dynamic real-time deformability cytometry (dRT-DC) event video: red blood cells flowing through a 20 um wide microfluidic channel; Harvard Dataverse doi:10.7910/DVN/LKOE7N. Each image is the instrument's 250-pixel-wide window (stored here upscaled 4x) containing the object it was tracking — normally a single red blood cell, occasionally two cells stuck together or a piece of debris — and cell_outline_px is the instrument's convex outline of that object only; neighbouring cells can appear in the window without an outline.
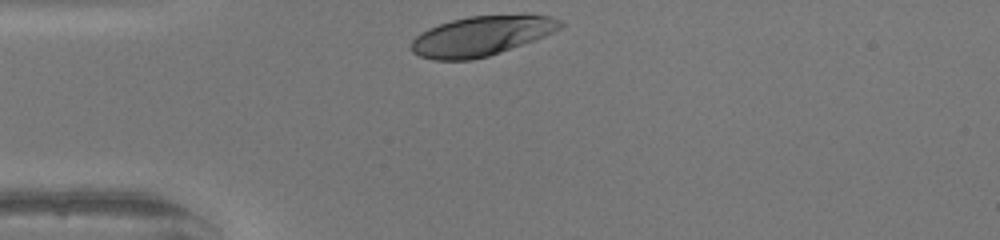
{"species": "human", "species_latin": "Homo sapiens", "temperature_condition": "warm", "stored_images_in_passage": 27, "camera_frame_rate_fps": 3000, "um_per_image_px": 0.085, "donor": {"sex": "female"}, "frame": {"image": 1, "passage_image": 1, "time_ms": 0.0, "image_size_px": [1000, 240], "cell_outline_px": [[564, 24], [560, 28], [544, 36], [500, 52], [488, 56], [472, 60], [436, 60], [420, 56], [412, 52], [408, 48], [412, 40], [420, 32], [428, 28], [452, 20], [468, 16], [524, 12], [528, 12], [552, 16], [560, 20]], "centroid_in_image_um": [40.94, 3.01], "position_along_channel_um": 44.1, "area_um2": 35.26}}
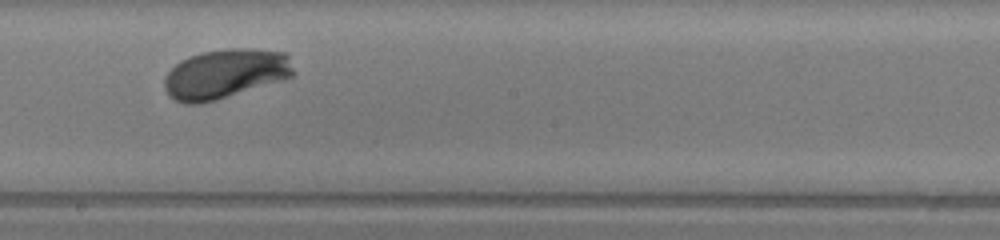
{"frame": {"image": 2, "passage_image": 16, "time_ms": 5.0, "image_size_px": [1000, 240], "cell_outline_px": [[296, 76], [284, 80], [216, 100], [200, 104], [184, 104], [168, 96], [164, 88], [164, 76], [180, 60], [188, 56], [204, 52], [228, 48], [244, 48], [288, 52], [296, 72]], "centroid_in_image_um": [19.19, 6.28], "position_along_channel_um": 229.0, "area_um2": 37.86}}
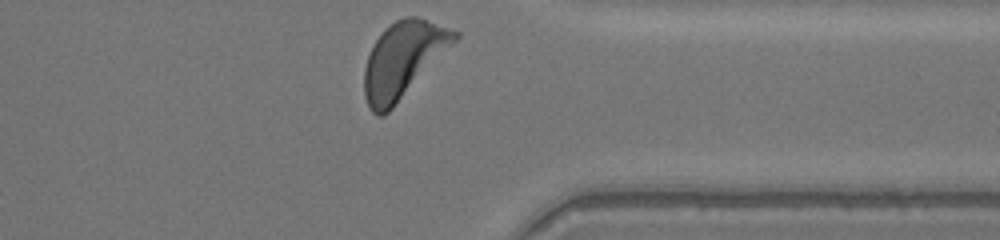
{"frame": {"image": 3, "passage_image": 27, "time_ms": 8.667, "image_size_px": [1000, 240], "cell_outline_px": [[460, 36], [392, 108], [384, 116], [376, 116], [368, 108], [364, 96], [364, 68], [368, 56], [376, 40], [384, 28], [396, 20], [404, 16], [416, 16], [460, 32]], "centroid_in_image_um": [34.23, 5.08], "position_along_channel_um": 377.2, "area_um2": 39.3}, "authors_computed_cell_mechanics": {"area_um2": 36.0094, "velocity_mm_per_s": 4.1907, "shape_relaxation_time_tau1_ms": 1.8262, "shape_relaxation_time_tau2_ms": null, "deformation_change_tau1": 0.1604, "deformation_change_tau2": null}}